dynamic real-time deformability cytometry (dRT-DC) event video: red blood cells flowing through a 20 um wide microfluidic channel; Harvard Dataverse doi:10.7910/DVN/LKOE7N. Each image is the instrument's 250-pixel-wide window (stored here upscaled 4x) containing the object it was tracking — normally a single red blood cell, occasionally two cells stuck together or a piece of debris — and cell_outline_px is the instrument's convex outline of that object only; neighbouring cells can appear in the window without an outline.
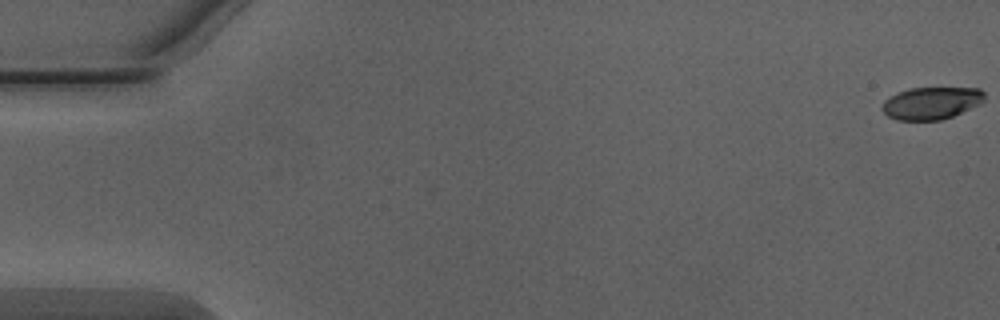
{"species": "Egyptian fruit bat (a non-hibernating species)", "species_latin": "Rousettus aegyptiacus", "temperature_condition": "warm", "stored_images_in_passage": 52, "camera_frame_rate_fps": 3000, "um_per_image_px": 0.085, "animal": {"sex": "male"}, "frame": {"image": 1, "passage_image": 1, "time_ms": 0.0, "image_size_px": [1000, 320], "cell_outline_px": [[984, 100], [980, 104], [952, 116], [940, 120], [896, 120], [888, 116], [880, 108], [884, 100], [900, 92], [912, 88], [980, 88], [984, 92]], "centroid_in_image_um": [79.16, 8.77], "position_along_channel_um": 5.8, "area_um2": 19.13}}
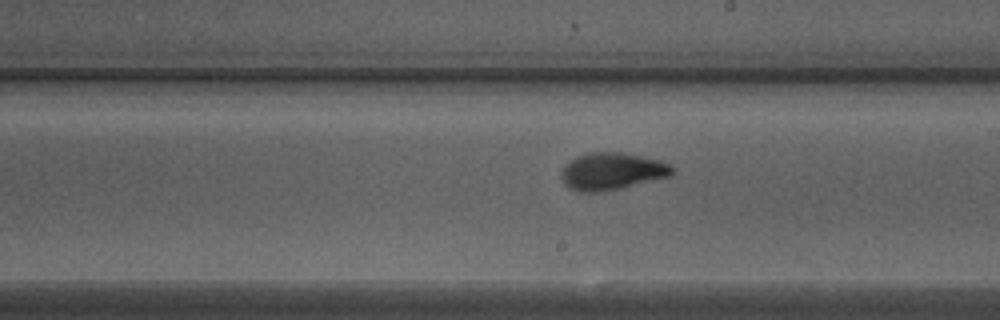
{"frame": {"image": 2, "passage_image": 30, "time_ms": 9.667, "image_size_px": [1000, 320], "cell_outline_px": [[672, 172], [668, 176], [600, 192], [580, 192], [568, 188], [564, 184], [560, 176], [560, 172], [576, 156], [588, 152], [620, 152], [660, 160], [668, 164], [672, 168]], "centroid_in_image_um": [51.93, 14.55], "position_along_channel_um": 237.1, "area_um2": 23.52}}
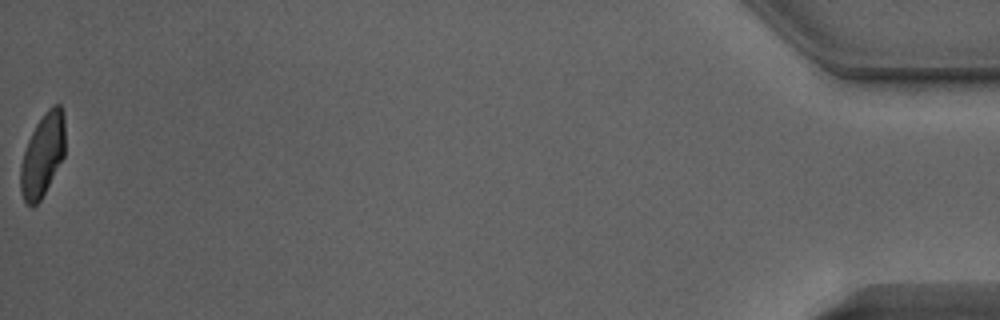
{"frame": {"image": 3, "passage_image": 52, "time_ms": 17.0, "image_size_px": [1000, 320], "cell_outline_px": [[64, 156], [40, 200], [36, 204], [28, 204], [24, 200], [20, 192], [20, 164], [28, 140], [36, 124], [48, 108], [52, 104], [60, 104], [64, 112]], "centroid_in_image_um": [3.62, 13.14], "position_along_channel_um": 431.6, "area_um2": 21.33}, "authors_computed_cell_mechanics": {"area_um2": 22.6576, "velocity_mm_per_s": 4.0635, "shape_relaxation_time_tau1_ms": 3.4467, "shape_relaxation_time_tau2_ms": 1.2062, "deformation_change_tau1": 0.1837, "deformation_change_tau2": 0.0643}}